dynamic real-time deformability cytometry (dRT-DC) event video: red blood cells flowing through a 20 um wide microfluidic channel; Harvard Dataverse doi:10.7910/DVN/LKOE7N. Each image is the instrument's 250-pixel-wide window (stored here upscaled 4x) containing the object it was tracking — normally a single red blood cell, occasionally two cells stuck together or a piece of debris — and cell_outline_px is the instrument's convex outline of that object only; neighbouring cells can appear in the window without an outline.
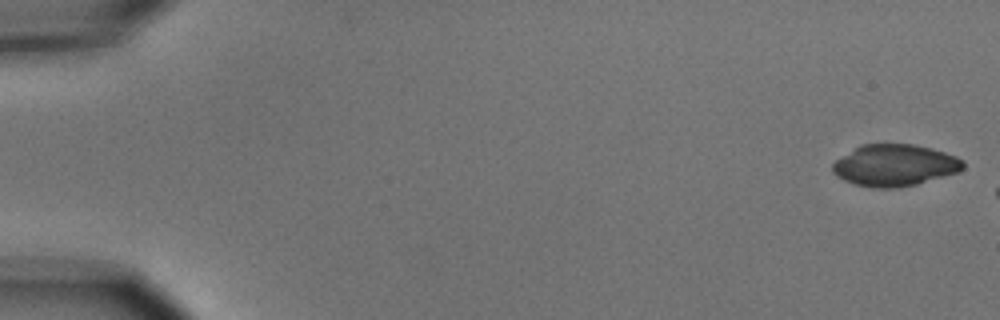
{"species": "common noctule bat (a hibernating species)", "species_latin": "Nyctalus noctula", "temperature_condition": "cold", "stored_images_in_passage": 5, "segment_of_instrument_passage": [2, 2], "camera_frame_rate_fps": 3000, "um_per_image_px": 0.085, "animal": {"sex": "male", "body_mass_g": 15.6}, "frame": {"image": 1, "passage_image": 5, "time_ms": 5.333, "image_size_px": [1000, 320], "cell_outline_px": [[964, 168], [956, 172], [916, 184], [896, 188], [872, 188], [856, 184], [844, 180], [836, 176], [832, 172], [832, 164], [836, 160], [860, 144], [912, 144], [932, 148], [956, 156], [964, 160]], "centroid_in_image_um": [76.03, 14.04], "position_along_channel_um": 9.0, "area_um2": 31.62}}